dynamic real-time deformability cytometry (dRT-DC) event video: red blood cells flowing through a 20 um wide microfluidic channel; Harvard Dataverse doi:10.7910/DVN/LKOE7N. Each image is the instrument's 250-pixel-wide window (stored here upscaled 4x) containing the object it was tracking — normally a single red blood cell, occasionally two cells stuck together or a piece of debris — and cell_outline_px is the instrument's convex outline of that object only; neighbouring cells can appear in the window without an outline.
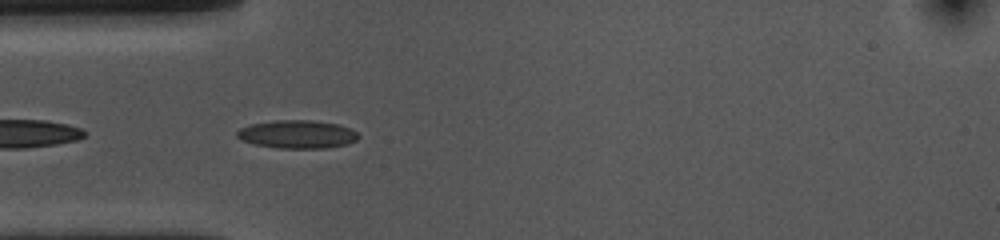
{"species": "common noctule bat (a hibernating species)", "species_latin": "Nyctalus noctula", "temperature_condition": "cold", "stored_images_in_passage": 41, "camera_frame_rate_fps": 3000, "um_per_image_px": 0.085, "animal": {"sex": "female", "body_mass_g": 10.0, "forearm_length_mm": 53.1}, "frame": {"image": 1, "passage_image": 2, "time_ms": 0.333, "image_size_px": [1000, 240], "cell_outline_px": [[360, 136], [356, 140], [348, 144], [324, 148], [280, 148], [256, 144], [244, 140], [236, 136], [236, 132], [240, 128], [248, 124], [276, 120], [312, 120], [340, 124], [356, 132]], "centroid_in_image_um": [25.28, 11.4], "position_along_channel_um": 59.7, "area_um2": 19.88}}
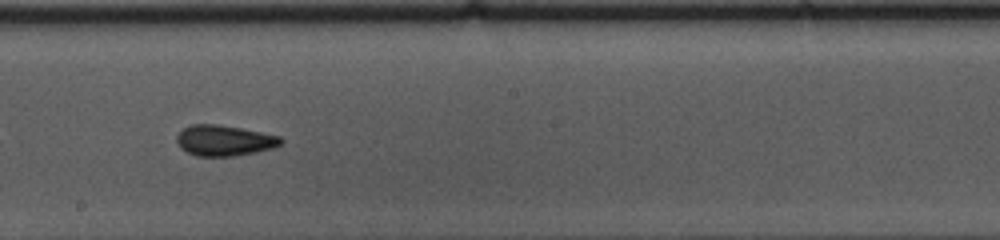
{"frame": {"image": 2, "passage_image": 16, "time_ms": 5.0, "image_size_px": [1000, 240], "cell_outline_px": [[284, 140], [280, 144], [272, 148], [256, 152], [232, 156], [196, 156], [180, 148], [176, 140], [176, 136], [184, 128], [192, 124], [220, 124], [280, 136]], "centroid_in_image_um": [19.05, 11.94], "position_along_channel_um": 229.2, "area_um2": 18.55}}
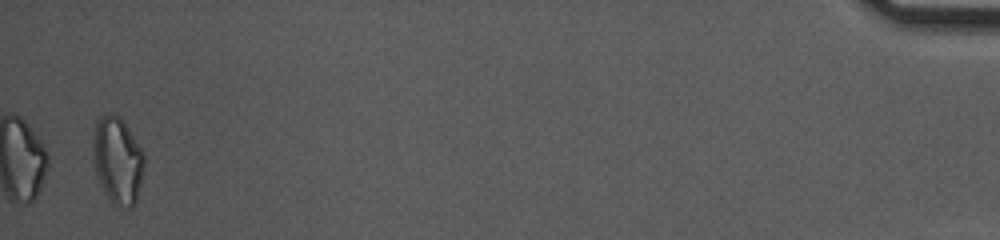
{"frame": {"image": 3, "passage_image": 40, "time_ms": 13.0, "image_size_px": [1000, 240], "cell_outline_px": [[144, 164], [136, 204], [132, 208], [116, 208], [112, 204], [104, 192], [96, 176], [92, 152], [92, 140], [96, 120], [104, 112], [112, 112], [120, 116], [124, 120], [144, 152]], "centroid_in_image_um": [9.98, 13.61], "position_along_channel_um": 425.2, "area_um2": 26.82}, "authors_computed_cell_mechanics": {"area_um2": 18.5538, "velocity_mm_per_s": 3.6313, "shape_relaxation_time_tau1_ms": 8.8329, "shape_relaxation_time_tau2_ms": 3.0178, "deformation_change_tau1": 0.1464, "deformation_change_tau2": 0.0998}}